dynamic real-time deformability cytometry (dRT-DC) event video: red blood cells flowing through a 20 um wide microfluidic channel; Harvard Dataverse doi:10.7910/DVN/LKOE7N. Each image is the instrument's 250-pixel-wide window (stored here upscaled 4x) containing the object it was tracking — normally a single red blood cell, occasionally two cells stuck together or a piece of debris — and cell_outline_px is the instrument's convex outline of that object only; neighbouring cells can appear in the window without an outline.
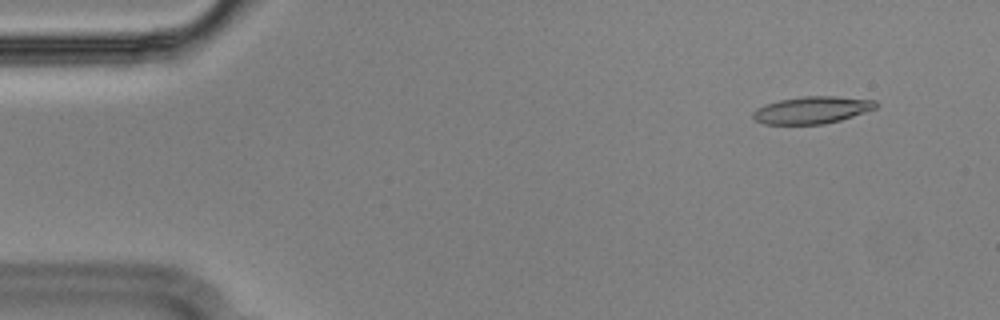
{"species": "Egyptian fruit bat (a non-hibernating species)", "species_latin": "Rousettus aegyptiacus", "temperature_condition": "cold", "stored_images_in_passage": 9, "camera_frame_rate_fps": 3000, "um_per_image_px": 0.085, "animal": {"sex": "male"}, "frame": {"image": 1, "passage_image": 1, "time_ms": 0.0, "image_size_px": [1000, 320], "cell_outline_px": [[876, 108], [840, 120], [824, 124], [764, 124], [756, 120], [752, 116], [752, 112], [756, 108], [764, 104], [780, 100], [804, 96], [836, 96], [876, 100]], "centroid_in_image_um": [68.99, 9.35], "position_along_channel_um": 16.0, "area_um2": 19.36}}